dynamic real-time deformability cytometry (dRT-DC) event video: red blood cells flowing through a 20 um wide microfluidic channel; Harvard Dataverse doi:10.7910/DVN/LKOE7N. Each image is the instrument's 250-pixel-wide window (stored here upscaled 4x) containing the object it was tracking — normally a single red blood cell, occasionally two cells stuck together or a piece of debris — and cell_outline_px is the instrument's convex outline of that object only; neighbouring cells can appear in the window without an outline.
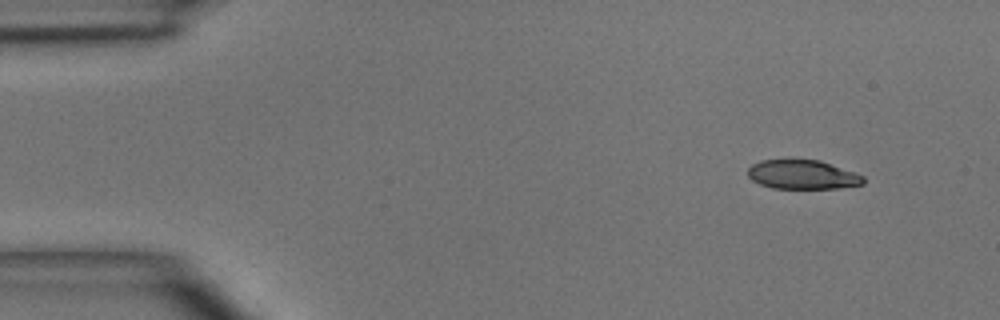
{"species": "common noctule bat (a hibernating species)", "species_latin": "Nyctalus noctula", "temperature_condition": "room temperature", "stored_images_in_passage": 3, "camera_frame_rate_fps": 3000, "um_per_image_px": 0.085, "animal": {"sex": "male", "body_mass_g": 15.6}, "frame": {"image": 1, "passage_image": 1, "time_ms": 0.0, "image_size_px": [1000, 320], "cell_outline_px": [[864, 184], [836, 188], [772, 188], [760, 184], [752, 180], [748, 176], [748, 168], [752, 164], [760, 160], [820, 160], [856, 172], [864, 176]], "centroid_in_image_um": [68.22, 14.84], "position_along_channel_um": 16.8, "area_um2": 19.59}}